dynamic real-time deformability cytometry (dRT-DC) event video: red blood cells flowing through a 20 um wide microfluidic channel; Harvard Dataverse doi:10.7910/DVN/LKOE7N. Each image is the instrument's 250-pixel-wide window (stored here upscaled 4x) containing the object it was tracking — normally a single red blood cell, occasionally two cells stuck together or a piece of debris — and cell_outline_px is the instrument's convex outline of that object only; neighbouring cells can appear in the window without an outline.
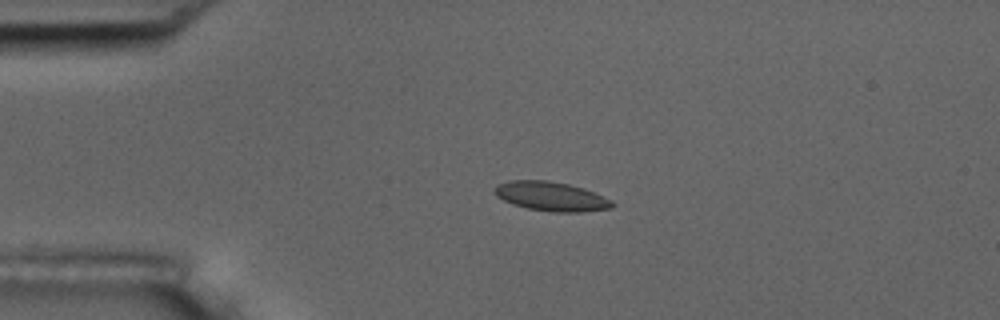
{"species": "common noctule bat (a hibernating species)", "species_latin": "Nyctalus noctula", "temperature_condition": "room temperature", "stored_images_in_passage": 5, "camera_frame_rate_fps": 3000, "um_per_image_px": 0.085, "animal": {"sex": "male", "body_mass_g": 17.5, "forearm_length_mm": 52.3}, "frame": {"image": 1, "passage_image": 4, "time_ms": 3.667, "image_size_px": [1000, 320], "cell_outline_px": [[616, 204], [612, 208], [580, 212], [556, 212], [528, 208], [512, 204], [496, 196], [492, 192], [496, 184], [508, 180], [548, 180], [568, 184], [584, 188], [604, 196], [612, 200]], "centroid_in_image_um": [46.84, 16.68], "position_along_channel_um": 38.2, "area_um2": 20.23}}